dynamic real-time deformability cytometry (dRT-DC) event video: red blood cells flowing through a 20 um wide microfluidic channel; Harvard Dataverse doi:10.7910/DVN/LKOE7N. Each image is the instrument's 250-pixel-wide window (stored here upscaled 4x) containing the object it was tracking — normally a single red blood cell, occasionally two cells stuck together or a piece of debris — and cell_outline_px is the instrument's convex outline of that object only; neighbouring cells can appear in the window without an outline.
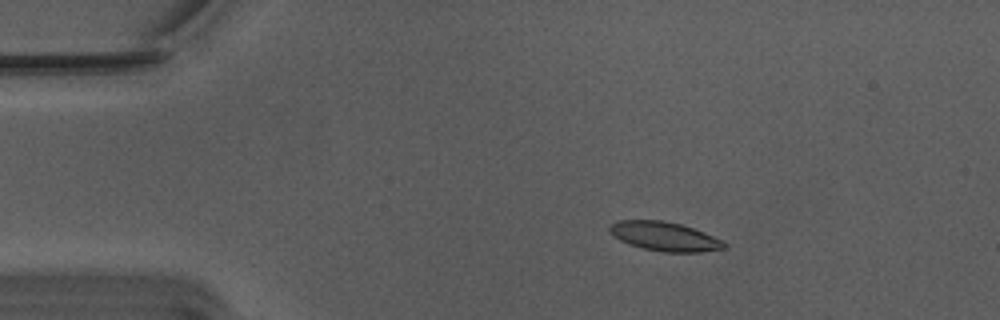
{"species": "Egyptian fruit bat (a non-hibernating species)", "species_latin": "Rousettus aegyptiacus", "temperature_condition": "warm", "stored_images_in_passage": 12, "camera_frame_rate_fps": 3000, "um_per_image_px": 0.085, "animal": {"sex": "male"}, "frame": {"image": 1, "passage_image": 7, "time_ms": 2.0, "image_size_px": [1000, 320], "cell_outline_px": [[728, 248], [700, 252], [664, 252], [644, 248], [620, 240], [612, 236], [608, 232], [608, 224], [620, 220], [660, 220], [680, 224], [704, 232], [724, 240], [728, 244]], "centroid_in_image_um": [56.5, 20.09], "position_along_channel_um": 28.5, "area_um2": 19.54}}